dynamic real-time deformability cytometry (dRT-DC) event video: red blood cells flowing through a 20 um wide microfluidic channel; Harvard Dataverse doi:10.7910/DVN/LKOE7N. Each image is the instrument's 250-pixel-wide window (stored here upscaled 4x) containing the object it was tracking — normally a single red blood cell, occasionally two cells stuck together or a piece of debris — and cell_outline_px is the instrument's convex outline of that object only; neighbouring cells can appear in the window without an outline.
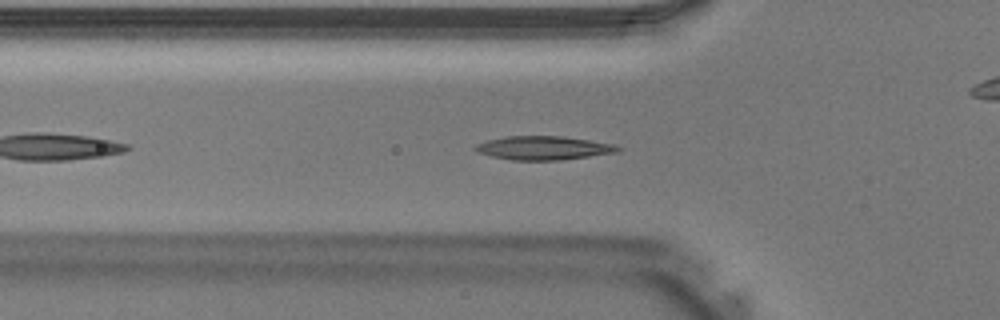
{"species": "Egyptian fruit bat (a non-hibernating species)", "species_latin": "Rousettus aegyptiacus", "temperature_condition": "warm", "stored_images_in_passage": 33, "camera_frame_rate_fps": 3000, "um_per_image_px": 0.085, "animal": {"sex": "male"}, "frame": {"image": 1, "passage_image": 5, "time_ms": 1.333, "image_size_px": [1000, 320], "cell_outline_px": [[624, 148], [620, 152], [560, 160], [512, 160], [492, 156], [476, 152], [472, 148], [476, 144], [488, 140], [504, 136], [560, 136], [588, 140], [612, 144]], "centroid_in_image_um": [46.19, 12.58], "position_along_channel_um": 79.6, "area_um2": 19.71}}
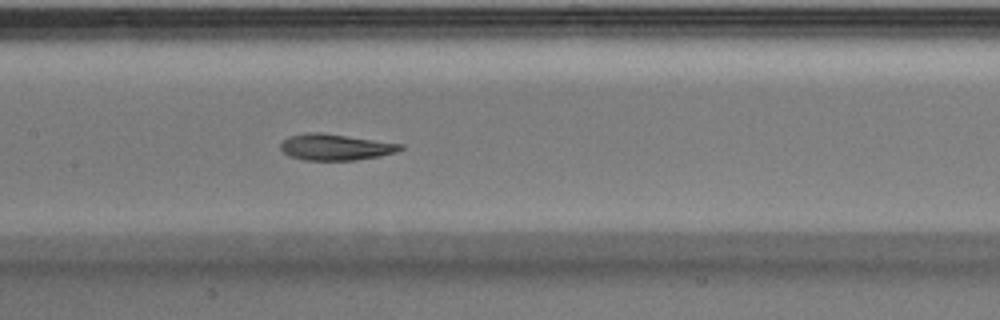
{"frame": {"image": 2, "passage_image": 11, "time_ms": 3.333, "image_size_px": [1000, 320], "cell_outline_px": [[404, 148], [396, 152], [380, 156], [356, 160], [304, 160], [288, 156], [280, 148], [280, 144], [288, 136], [304, 132], [320, 132], [404, 144]], "centroid_in_image_um": [28.5, 12.5], "position_along_channel_um": 178.9, "area_um2": 18.44}}
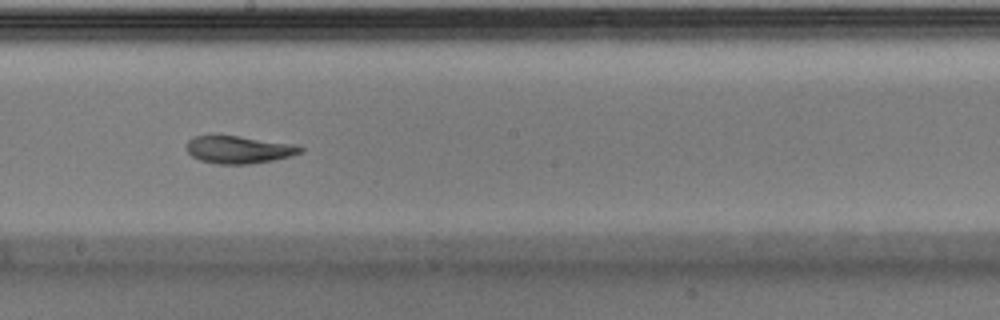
{"frame": {"image": 3, "passage_image": 14, "time_ms": 4.333, "image_size_px": [1000, 320], "cell_outline_px": [[304, 152], [272, 160], [248, 164], [216, 164], [200, 160], [192, 156], [188, 152], [188, 140], [192, 136], [236, 136], [296, 144], [304, 148]], "centroid_in_image_um": [20.32, 12.72], "position_along_channel_um": 227.9, "area_um2": 18.03}}